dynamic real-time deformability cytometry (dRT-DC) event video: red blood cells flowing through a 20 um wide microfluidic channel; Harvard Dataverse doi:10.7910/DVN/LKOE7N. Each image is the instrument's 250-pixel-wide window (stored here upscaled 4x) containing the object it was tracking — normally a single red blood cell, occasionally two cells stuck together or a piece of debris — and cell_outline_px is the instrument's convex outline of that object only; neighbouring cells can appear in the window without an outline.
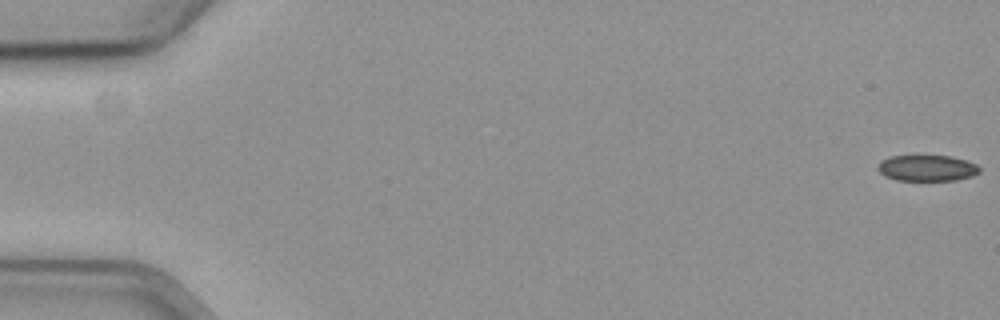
{"species": "common noctule bat (a hibernating species)", "species_latin": "Nyctalus noctula", "temperature_condition": "cold", "stored_images_in_passage": 9, "camera_frame_rate_fps": 3000, "um_per_image_px": 0.085, "animal": {"sex": "female", "body_mass_g": 19.3, "forearm_length_mm": 54.1}, "frame": {"image": 1, "passage_image": 1, "time_ms": 0.0, "image_size_px": [1000, 320], "cell_outline_px": [[980, 172], [972, 176], [956, 180], [896, 180], [884, 176], [876, 168], [880, 160], [888, 156], [952, 156], [976, 164], [980, 168]], "centroid_in_image_um": [78.76, 14.28], "position_along_channel_um": 6.2, "area_um2": 15.49}}